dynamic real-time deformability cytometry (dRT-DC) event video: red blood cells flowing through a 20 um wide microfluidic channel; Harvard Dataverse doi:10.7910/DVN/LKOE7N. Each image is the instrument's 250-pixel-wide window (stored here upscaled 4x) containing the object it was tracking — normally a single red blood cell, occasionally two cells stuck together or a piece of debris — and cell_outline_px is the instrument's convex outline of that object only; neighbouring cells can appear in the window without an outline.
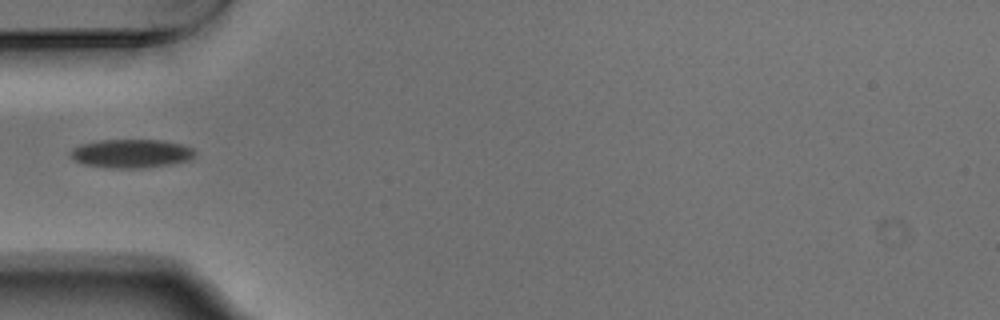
{"species": "Egyptian fruit bat (a non-hibernating species)", "species_latin": "Rousettus aegyptiacus", "temperature_condition": "warm", "stored_images_in_passage": 23, "camera_frame_rate_fps": 3000, "um_per_image_px": 0.085, "animal": {"sex": "male"}, "frame": {"image": 1, "passage_image": 1, "time_ms": 0.0, "image_size_px": [1000, 320], "cell_outline_px": [[196, 152], [188, 160], [168, 164], [140, 168], [112, 168], [84, 164], [68, 156], [72, 148], [80, 144], [100, 140], [164, 140], [180, 144], [192, 148]], "centroid_in_image_um": [11.11, 13.04], "position_along_channel_um": 73.9, "area_um2": 20.58}}
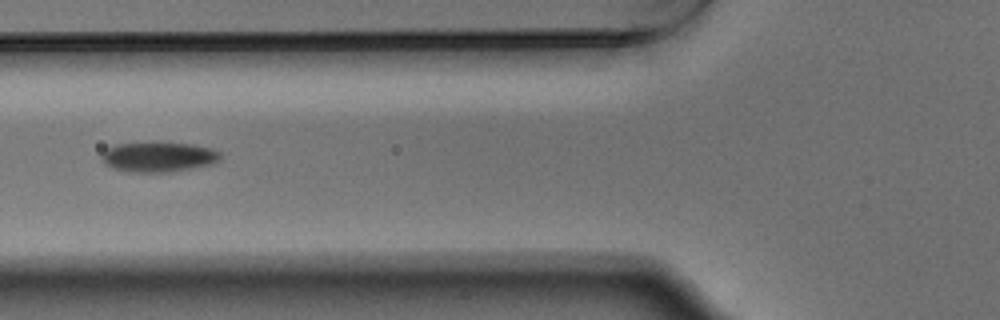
{"frame": {"image": 2, "passage_image": 4, "time_ms": 1.0, "image_size_px": [1000, 320], "cell_outline_px": [[220, 160], [212, 164], [172, 172], [128, 172], [112, 168], [104, 164], [100, 160], [100, 156], [104, 148], [116, 144], [152, 140], [192, 144], [212, 148], [220, 152]], "centroid_in_image_um": [13.4, 13.3], "position_along_channel_um": 112.4, "area_um2": 21.73}}